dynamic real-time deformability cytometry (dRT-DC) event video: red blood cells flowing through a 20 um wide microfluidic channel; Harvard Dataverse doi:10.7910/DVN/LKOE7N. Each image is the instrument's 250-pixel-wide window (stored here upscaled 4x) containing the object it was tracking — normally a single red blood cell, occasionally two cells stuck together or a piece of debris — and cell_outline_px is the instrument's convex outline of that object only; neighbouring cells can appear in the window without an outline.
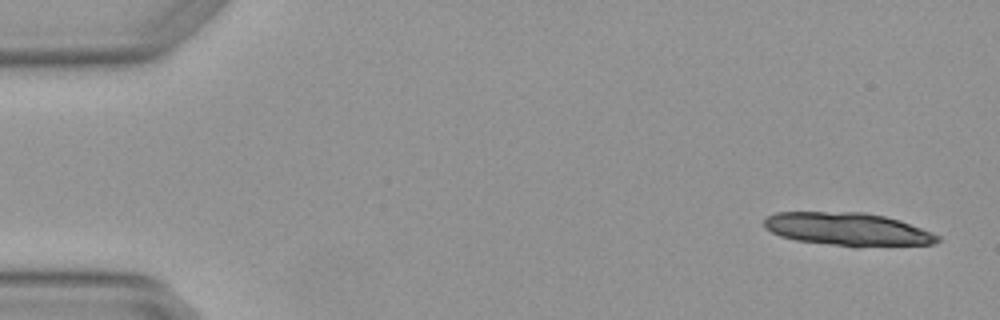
{"species": "Egyptian fruit bat (a non-hibernating species)", "species_latin": "Rousettus aegyptiacus", "temperature_condition": "warm", "stored_images_in_passage": 5, "camera_frame_rate_fps": 3000, "um_per_image_px": 0.085, "animal": {"sex": "female"}, "frame": {"image": 1, "passage_image": 1, "time_ms": 0.0, "image_size_px": [1000, 320], "cell_outline_px": [[940, 240], [936, 244], [856, 248], [796, 240], [780, 236], [764, 228], [764, 220], [768, 216], [776, 212], [864, 212], [884, 216], [900, 220], [932, 232], [940, 236]], "centroid_in_image_um": [72.1, 19.5], "position_along_channel_um": 12.9, "area_um2": 33.93}}